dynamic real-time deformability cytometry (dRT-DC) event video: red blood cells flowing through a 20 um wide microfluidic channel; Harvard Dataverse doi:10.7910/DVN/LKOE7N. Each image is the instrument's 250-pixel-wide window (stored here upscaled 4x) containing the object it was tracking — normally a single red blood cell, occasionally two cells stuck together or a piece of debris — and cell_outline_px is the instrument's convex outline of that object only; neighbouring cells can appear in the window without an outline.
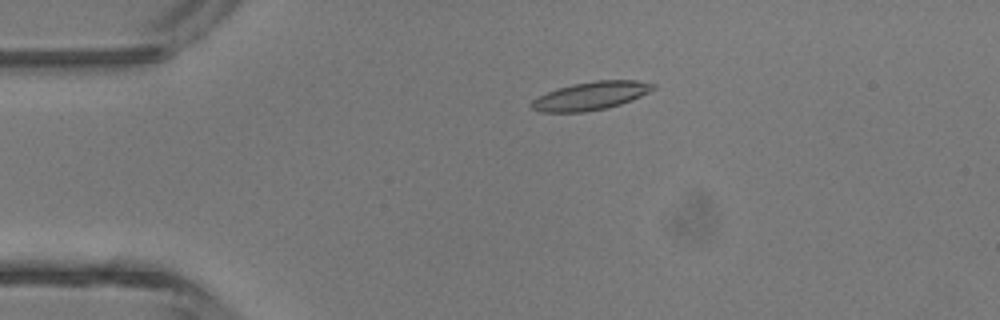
{"species": "common noctule bat (a hibernating species)", "species_latin": "Nyctalus noctula", "temperature_condition": "room temperature", "stored_images_in_passage": 4, "camera_frame_rate_fps": 3000, "um_per_image_px": 0.085, "animal": {"sex": "male", "body_mass_g": 13.3}, "frame": {"image": 1, "passage_image": 3, "time_ms": 2.333, "image_size_px": [1000, 320], "cell_outline_px": [[656, 88], [632, 100], [608, 108], [584, 112], [540, 112], [532, 108], [528, 104], [532, 100], [556, 88], [572, 84], [596, 80], [636, 80], [656, 84]], "centroid_in_image_um": [50.21, 8.14], "position_along_channel_um": 34.8, "area_um2": 20.06}}